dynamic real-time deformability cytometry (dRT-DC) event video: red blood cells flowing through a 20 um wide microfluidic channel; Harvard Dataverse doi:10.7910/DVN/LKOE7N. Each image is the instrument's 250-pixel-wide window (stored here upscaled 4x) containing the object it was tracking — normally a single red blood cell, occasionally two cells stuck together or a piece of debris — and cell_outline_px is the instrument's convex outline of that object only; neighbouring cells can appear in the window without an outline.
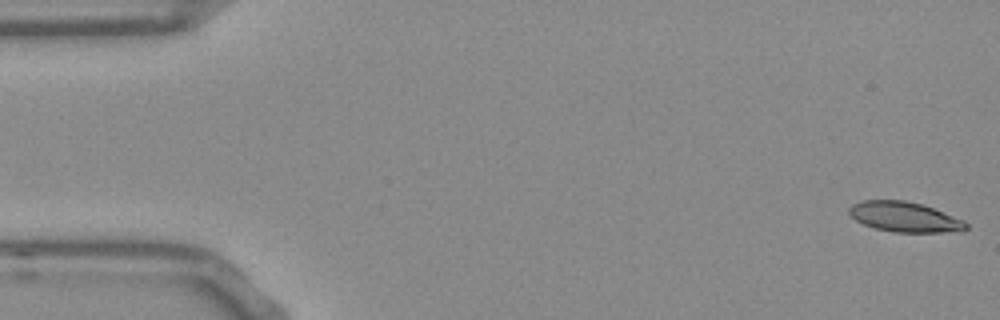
{"species": "Egyptian fruit bat (a non-hibernating species)", "species_latin": "Rousettus aegyptiacus", "temperature_condition": "room temperature", "stored_images_in_passage": 53, "camera_frame_rate_fps": 3000, "um_per_image_px": 0.085, "frame": {"image": 1, "passage_image": 1, "time_ms": 0.0, "image_size_px": [1000, 320], "cell_outline_px": [[968, 228], [964, 232], [896, 232], [876, 228], [864, 224], [856, 220], [848, 212], [848, 208], [852, 204], [860, 200], [904, 200], [920, 204], [932, 208], [964, 220], [968, 224]], "centroid_in_image_um": [76.91, 18.44], "position_along_channel_um": 8.1, "area_um2": 20.46}}
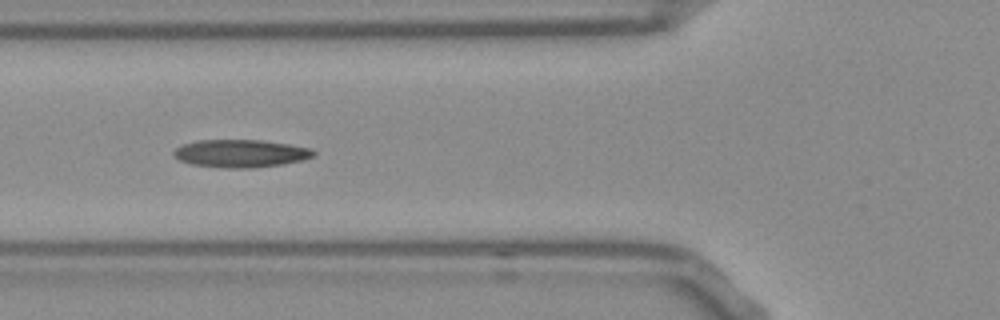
{"frame": {"image": 2, "passage_image": 19, "time_ms": 6.0, "image_size_px": [1000, 320], "cell_outline_px": [[316, 152], [312, 156], [304, 160], [284, 164], [252, 168], [224, 168], [192, 164], [180, 160], [172, 156], [172, 152], [180, 144], [196, 140], [260, 140], [288, 144], [312, 148]], "centroid_in_image_um": [20.43, 13.04], "position_along_channel_um": 105.4, "area_um2": 22.83}}
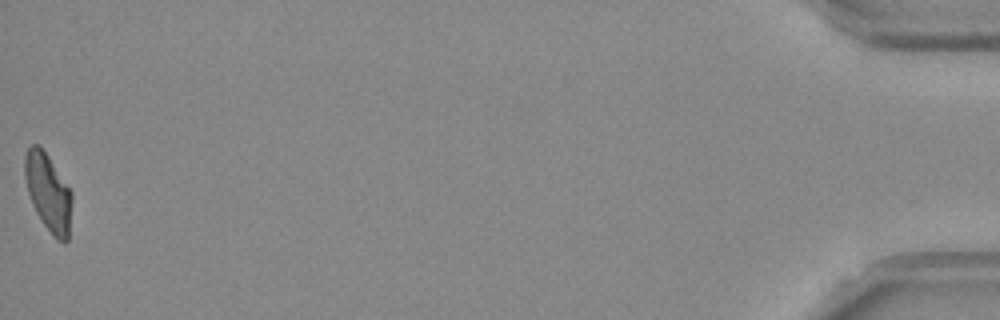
{"frame": {"image": 3, "passage_image": 53, "time_ms": 17.333, "image_size_px": [1000, 320], "cell_outline_px": [[72, 200], [68, 240], [64, 244], [56, 240], [52, 236], [36, 212], [32, 204], [28, 192], [24, 176], [24, 156], [28, 148], [32, 144], [40, 144], [72, 192]], "centroid_in_image_um": [4.09, 16.36], "position_along_channel_um": 431.1, "area_um2": 21.39}, "authors_computed_cell_mechanics": {"area_um2": 21.5594, "velocity_mm_per_s": 3.7898, "shape_relaxation_time_tau1_ms": 8.2142, "shape_relaxation_time_tau2_ms": 2.1942, "deformation_change_tau1": 0.236, "deformation_change_tau2": 0.1003}}